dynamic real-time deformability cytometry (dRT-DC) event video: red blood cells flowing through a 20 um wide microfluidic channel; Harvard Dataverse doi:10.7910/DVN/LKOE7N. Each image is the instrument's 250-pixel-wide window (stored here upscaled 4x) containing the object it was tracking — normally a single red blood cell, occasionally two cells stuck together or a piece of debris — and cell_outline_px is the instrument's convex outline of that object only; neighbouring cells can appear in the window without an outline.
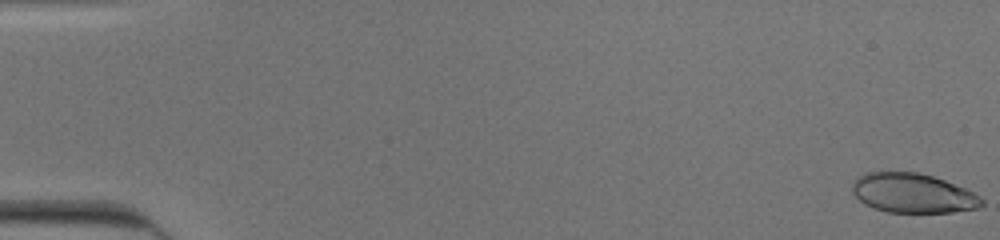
{"species": "human", "species_latin": "Homo sapiens", "temperature_condition": "cold", "stored_images_in_passage": 53, "camera_frame_rate_fps": 3000, "um_per_image_px": 0.085, "donor": {"sex": "male"}, "frame": {"image": 1, "passage_image": 1, "time_ms": 0.0, "image_size_px": [1000, 240], "cell_outline_px": [[984, 204], [976, 208], [948, 212], [892, 212], [876, 208], [860, 200], [856, 196], [856, 180], [864, 176], [876, 172], [912, 172], [932, 176], [944, 180], [976, 196]], "centroid_in_image_um": [77.61, 16.43], "position_along_channel_um": 7.4, "area_um2": 28.03}}
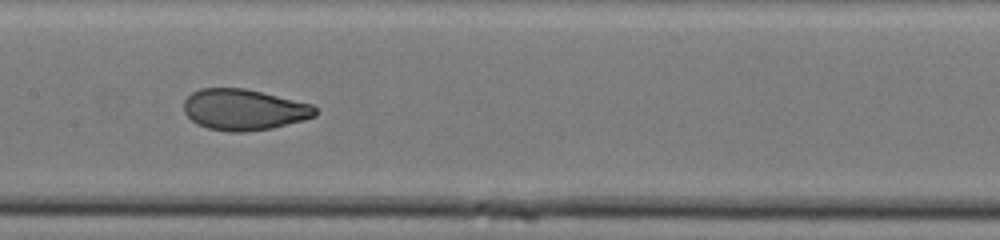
{"frame": {"image": 2, "passage_image": 28, "time_ms": 9.0, "image_size_px": [1000, 240], "cell_outline_px": [[316, 112], [312, 116], [300, 120], [268, 128], [208, 128], [192, 120], [184, 112], [184, 100], [192, 92], [204, 88], [240, 88], [260, 92], [312, 104], [316, 108]], "centroid_in_image_um": [20.69, 9.25], "position_along_channel_um": 186.7, "area_um2": 29.59}}
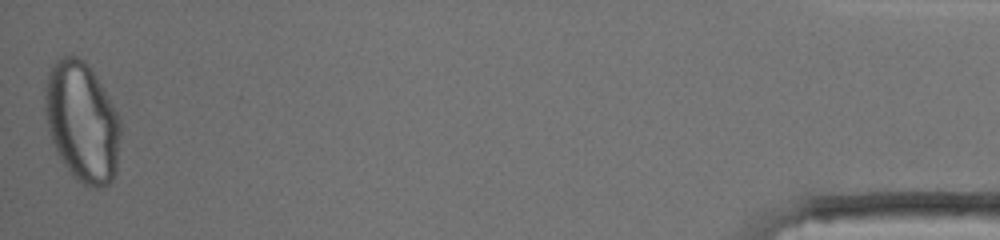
{"frame": {"image": 3, "passage_image": 53, "time_ms": 17.333, "image_size_px": [1000, 240], "cell_outline_px": [[116, 156], [112, 176], [104, 184], [92, 184], [76, 176], [72, 172], [56, 148], [52, 136], [48, 120], [48, 80], [52, 68], [60, 60], [68, 56], [72, 56], [80, 60], [92, 72], [112, 108], [116, 116]], "centroid_in_image_um": [6.95, 10.31], "position_along_channel_um": 428.3, "area_um2": 47.16}, "authors_computed_cell_mechanics": {"area_um2": 30.345, "velocity_mm_per_s": 3.9357, "shape_relaxation_time_tau1_ms": 8.1816, "shape_relaxation_time_tau2_ms": 0.6969, "deformation_change_tau1": 0.2663, "deformation_change_tau2": 0.052}}